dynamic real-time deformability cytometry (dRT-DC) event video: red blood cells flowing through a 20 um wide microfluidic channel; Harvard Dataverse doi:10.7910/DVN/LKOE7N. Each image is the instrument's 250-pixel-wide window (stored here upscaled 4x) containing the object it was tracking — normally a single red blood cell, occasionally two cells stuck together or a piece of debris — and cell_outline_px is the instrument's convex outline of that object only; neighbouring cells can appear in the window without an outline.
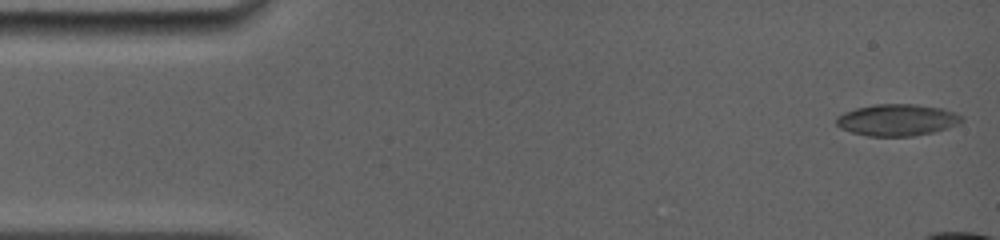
{"species": "common noctule bat (a hibernating species)", "species_latin": "Nyctalus noctula", "temperature_condition": "room temperature", "stored_images_in_passage": 6, "camera_frame_rate_fps": 5000, "um_per_image_px": 0.085, "animal": {"sex": "female", "body_mass_g": 19.0, "forearm_length_mm": 56.7}, "frame": {"image": 1, "passage_image": 1, "time_ms": 0.0, "image_size_px": [1000, 240], "cell_outline_px": [[964, 120], [960, 124], [948, 128], [932, 132], [912, 136], [868, 136], [852, 132], [840, 128], [836, 124], [836, 116], [844, 112], [856, 108], [876, 104], [916, 104], [940, 108], [964, 116]], "centroid_in_image_um": [76.26, 10.2], "position_along_channel_um": 8.7, "area_um2": 23.18}}
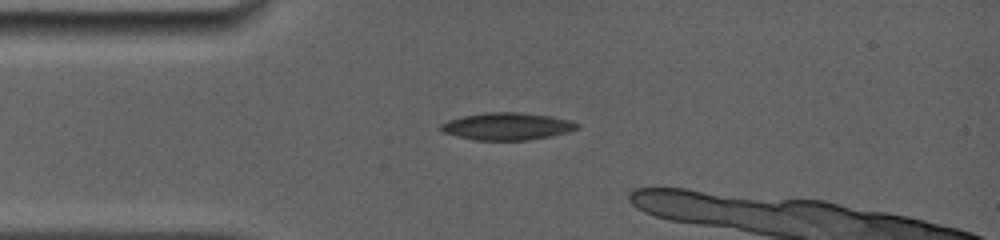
{"frame": {"image": 2, "passage_image": 4, "time_ms": 3.4, "image_size_px": [1000, 240], "cell_outline_px": [[580, 128], [568, 132], [552, 136], [528, 140], [476, 140], [456, 136], [444, 132], [440, 128], [440, 124], [448, 120], [464, 116], [484, 112], [520, 112], [552, 116], [572, 120], [580, 124]], "centroid_in_image_um": [43.16, 10.73], "position_along_channel_um": 41.8, "area_um2": 21.85}}